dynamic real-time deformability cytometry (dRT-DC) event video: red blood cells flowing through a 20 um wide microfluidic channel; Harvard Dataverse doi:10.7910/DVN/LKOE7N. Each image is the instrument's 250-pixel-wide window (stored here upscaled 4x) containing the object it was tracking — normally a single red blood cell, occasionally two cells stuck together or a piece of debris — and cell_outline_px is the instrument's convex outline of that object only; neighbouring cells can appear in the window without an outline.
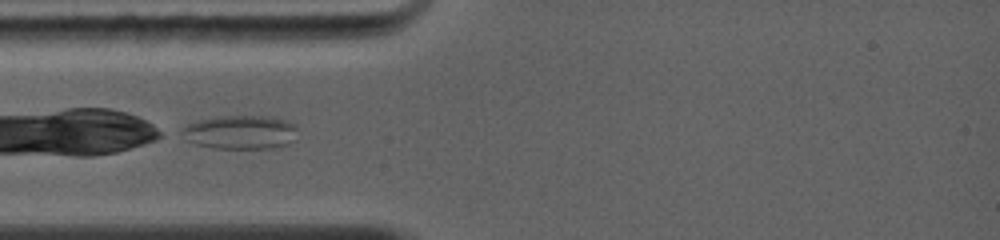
{"species": "common noctule bat (a hibernating species)", "species_latin": "Nyctalus noctula", "temperature_condition": "warm", "stored_images_in_passage": 15, "camera_frame_rate_fps": 5000, "um_per_image_px": 0.085, "animal": {"sex": "female", "body_mass_g": 19.0, "forearm_length_mm": 56.7}, "frame": {"image": 1, "passage_image": 1, "time_ms": 0.0, "image_size_px": [1000, 240], "cell_outline_px": [[296, 128], [292, 140], [288, 144], [272, 148], [212, 148], [196, 144], [188, 140], [180, 132], [188, 124], [196, 120], [216, 116], [272, 116], [296, 124]], "centroid_in_image_um": [20.42, 11.22], "position_along_channel_um": 64.6, "area_um2": 22.72}}
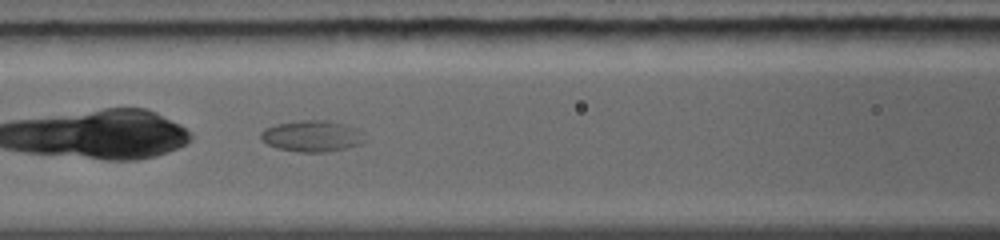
{"frame": {"image": 2, "passage_image": 5, "time_ms": 1.8, "image_size_px": [1000, 240], "cell_outline_px": [[368, 140], [360, 144], [348, 148], [328, 152], [300, 152], [276, 148], [260, 140], [260, 132], [264, 128], [276, 124], [296, 120], [328, 120], [364, 132]], "centroid_in_image_um": [26.51, 11.57], "position_along_channel_um": 140.1, "area_um2": 19.19}}
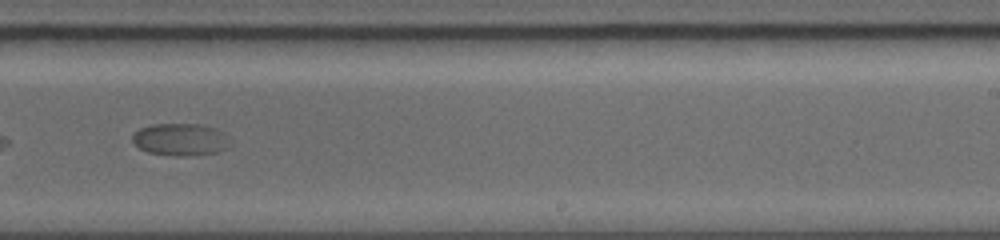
{"frame": {"image": 3, "passage_image": 11, "time_ms": 5.0, "image_size_px": [1000, 240], "cell_outline_px": [[232, 144], [228, 148], [220, 152], [196, 156], [172, 156], [148, 152], [140, 148], [132, 140], [132, 136], [140, 128], [156, 124], [200, 124], [216, 128], [224, 132], [228, 136]], "centroid_in_image_um": [15.43, 11.87], "position_along_channel_um": 273.6, "area_um2": 18.73}}